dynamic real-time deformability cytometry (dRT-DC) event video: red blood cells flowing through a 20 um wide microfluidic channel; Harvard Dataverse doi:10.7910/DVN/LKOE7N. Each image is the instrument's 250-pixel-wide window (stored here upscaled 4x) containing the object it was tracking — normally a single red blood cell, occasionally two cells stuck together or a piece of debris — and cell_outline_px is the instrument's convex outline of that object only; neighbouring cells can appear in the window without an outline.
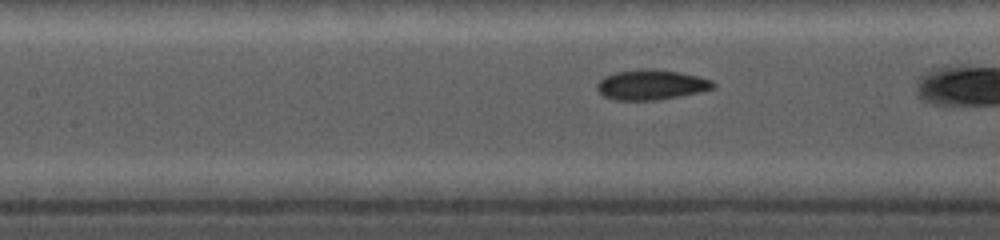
{"species": "common noctule bat (a hibernating species)", "species_latin": "Nyctalus noctula", "temperature_condition": "cold", "stored_images_in_passage": 7, "camera_frame_rate_fps": 5000, "um_per_image_px": 0.085, "animal": {"sex": "female", "body_mass_g": 19.0, "forearm_length_mm": 56.7}, "frame": {"image": 1, "passage_image": 6, "time_ms": 2.0, "image_size_px": [1000, 240], "cell_outline_px": [[716, 88], [700, 92], [656, 100], [616, 100], [604, 96], [596, 88], [596, 84], [604, 76], [616, 72], [644, 68], [680, 72], [712, 80], [716, 84]], "centroid_in_image_um": [55.36, 7.2], "position_along_channel_um": 152.0, "area_um2": 20.29}}